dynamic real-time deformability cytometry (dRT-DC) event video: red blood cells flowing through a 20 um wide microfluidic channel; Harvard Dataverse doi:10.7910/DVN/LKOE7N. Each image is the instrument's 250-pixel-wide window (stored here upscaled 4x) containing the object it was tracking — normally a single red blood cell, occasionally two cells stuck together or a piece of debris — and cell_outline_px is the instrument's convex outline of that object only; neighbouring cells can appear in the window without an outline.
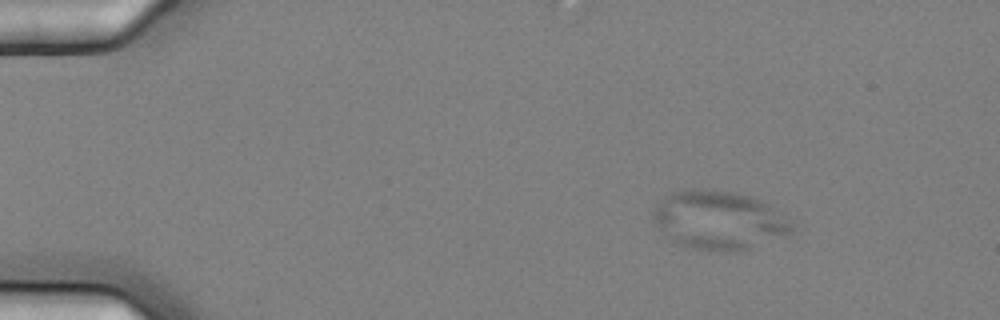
{"species": "common noctule bat (a hibernating species)", "species_latin": "Nyctalus noctula", "temperature_condition": "cold", "stored_images_in_passage": 5, "camera_frame_rate_fps": 3000, "um_per_image_px": 0.085, "animal": {"sex": "female", "body_mass_g": 25.1}, "frame": {"image": 1, "passage_image": 2, "time_ms": 0.333, "image_size_px": [1000, 320], "cell_outline_px": [[792, 232], [748, 248], [736, 252], [692, 248], [680, 244], [668, 236], [652, 220], [652, 212], [672, 192], [696, 188], [736, 192], [760, 200], [792, 224]], "centroid_in_image_um": [61.07, 18.71], "position_along_channel_um": 23.9, "area_um2": 45.89}}